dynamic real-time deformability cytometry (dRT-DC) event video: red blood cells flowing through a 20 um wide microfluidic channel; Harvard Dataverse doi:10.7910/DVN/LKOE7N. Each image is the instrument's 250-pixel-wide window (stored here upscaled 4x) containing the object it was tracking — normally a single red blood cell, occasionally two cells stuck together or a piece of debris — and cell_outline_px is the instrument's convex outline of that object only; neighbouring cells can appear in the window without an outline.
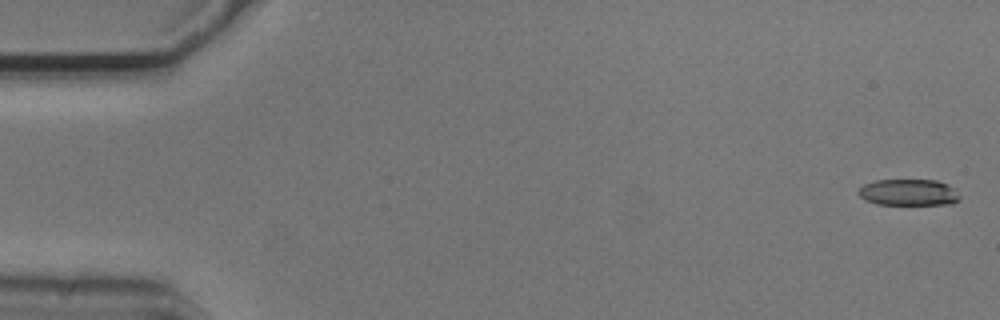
{"species": "common noctule bat (a hibernating species)", "species_latin": "Nyctalus noctula", "temperature_condition": "cold", "stored_images_in_passage": 53, "camera_frame_rate_fps": 3000, "um_per_image_px": 0.085, "animal": {"sex": "male", "body_mass_g": 20.5, "forearm_length_mm": 52.5}, "frame": {"image": 1, "passage_image": 2, "time_ms": 0.333, "image_size_px": [1000, 320], "cell_outline_px": [[956, 200], [932, 204], [888, 204], [872, 200], [888, 180], [924, 180], [944, 184]], "centroid_in_image_um": [77.64, 16.38], "position_along_channel_um": 7.4, "area_um2": 11.5}}
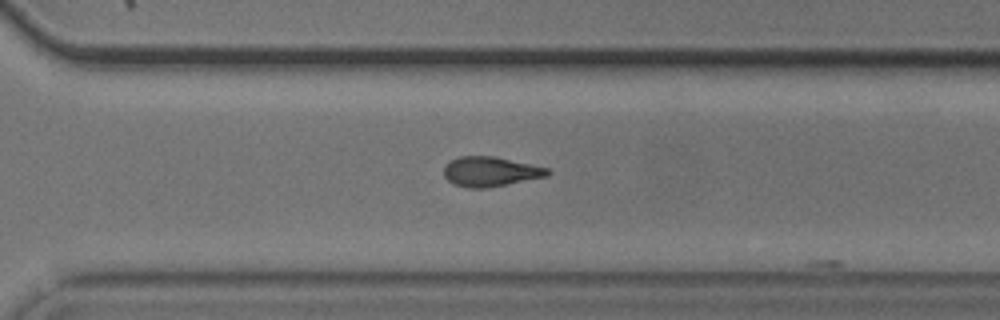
{"frame": {"image": 2, "passage_image": 39, "time_ms": 12.667, "image_size_px": [1000, 320], "cell_outline_px": [[548, 172], [536, 176], [496, 184], [460, 184], [452, 180], [448, 176], [448, 168], [456, 160], [504, 160], [544, 168]], "centroid_in_image_um": [41.73, 14.59], "position_along_channel_um": 328.9, "area_um2": 13.35}}
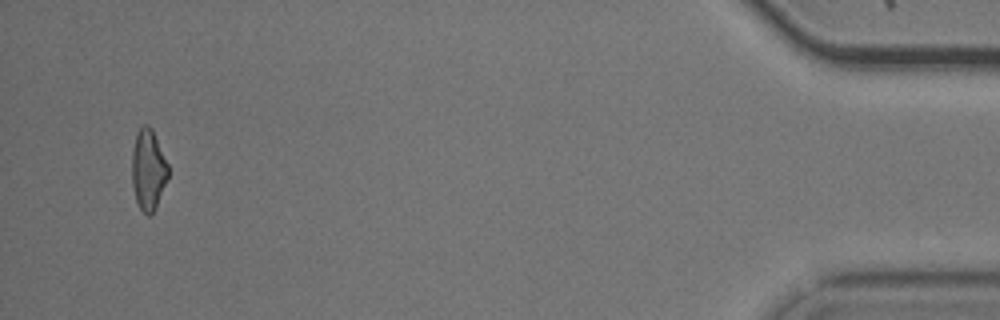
{"frame": {"image": 3, "passage_image": 53, "time_ms": 17.333, "image_size_px": [1000, 320], "cell_outline_px": [[168, 176], [152, 212], [140, 204], [136, 192], [136, 140], [152, 136], [168, 168]], "centroid_in_image_um": [12.71, 14.66], "position_along_channel_um": 422.5, "area_um2": 12.66}}